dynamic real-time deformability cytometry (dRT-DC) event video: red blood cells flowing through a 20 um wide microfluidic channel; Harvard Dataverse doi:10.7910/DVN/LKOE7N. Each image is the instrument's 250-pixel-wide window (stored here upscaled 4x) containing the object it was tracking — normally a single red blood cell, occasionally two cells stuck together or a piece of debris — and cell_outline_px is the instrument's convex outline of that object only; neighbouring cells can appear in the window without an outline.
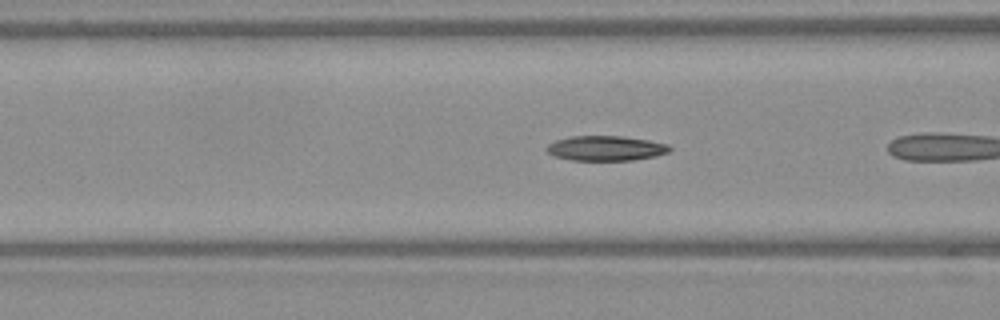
{"species": "Egyptian fruit bat (a non-hibernating species)", "species_latin": "Rousettus aegyptiacus", "temperature_condition": "warm", "stored_images_in_passage": 6, "camera_frame_rate_fps": 3000, "um_per_image_px": 0.085, "frame": {"image": 1, "passage_image": 5, "time_ms": 1.333, "image_size_px": [1000, 320], "cell_outline_px": [[672, 148], [668, 152], [656, 156], [632, 160], [572, 160], [552, 156], [544, 148], [548, 144], [556, 140], [572, 136], [620, 136], [648, 140], [668, 144]], "centroid_in_image_um": [51.47, 12.6], "position_along_channel_um": 115.1, "area_um2": 17.86}}